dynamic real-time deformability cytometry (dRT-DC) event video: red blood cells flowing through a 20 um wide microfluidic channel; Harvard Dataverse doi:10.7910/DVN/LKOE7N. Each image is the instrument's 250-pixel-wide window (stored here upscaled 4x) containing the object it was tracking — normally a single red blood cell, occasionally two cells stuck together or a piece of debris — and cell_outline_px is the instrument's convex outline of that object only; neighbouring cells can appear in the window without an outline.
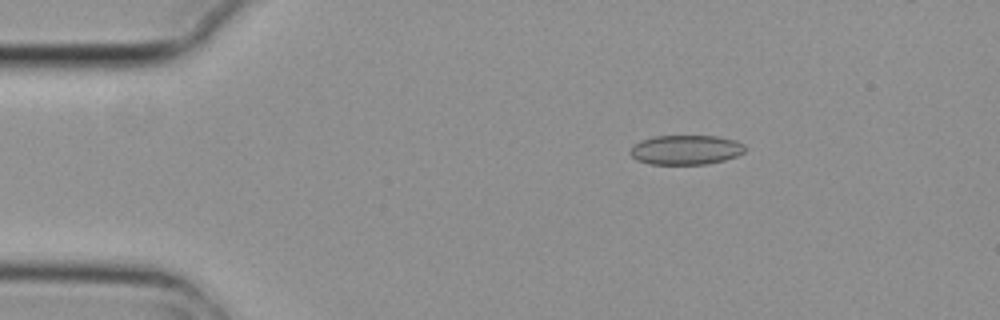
{"species": "common noctule bat (a hibernating species)", "species_latin": "Nyctalus noctula", "temperature_condition": "cold", "stored_images_in_passage": 4, "camera_frame_rate_fps": 3000, "um_per_image_px": 0.085, "animal": {"sex": "female", "body_mass_g": 29.2, "forearm_length_mm": 56.3}, "frame": {"image": 1, "passage_image": 2, "time_ms": 0.333, "image_size_px": [1000, 320], "cell_outline_px": [[744, 152], [736, 156], [724, 160], [708, 164], [648, 164], [636, 160], [632, 156], [632, 148], [640, 140], [656, 136], [716, 136], [736, 140], [744, 144]], "centroid_in_image_um": [58.32, 12.74], "position_along_channel_um": 26.7, "area_um2": 19.65}}
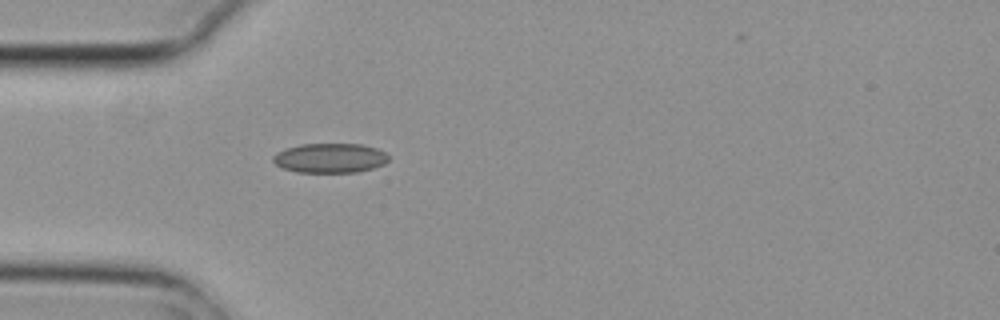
{"frame": {"image": 2, "passage_image": 4, "time_ms": 1.0, "image_size_px": [1000, 320], "cell_outline_px": [[388, 160], [384, 164], [372, 168], [356, 172], [296, 172], [284, 168], [276, 164], [272, 160], [272, 156], [276, 152], [284, 148], [300, 144], [360, 144], [376, 148], [384, 152], [388, 156]], "centroid_in_image_um": [28.01, 13.43], "position_along_channel_um": 57.0, "area_um2": 19.88}}